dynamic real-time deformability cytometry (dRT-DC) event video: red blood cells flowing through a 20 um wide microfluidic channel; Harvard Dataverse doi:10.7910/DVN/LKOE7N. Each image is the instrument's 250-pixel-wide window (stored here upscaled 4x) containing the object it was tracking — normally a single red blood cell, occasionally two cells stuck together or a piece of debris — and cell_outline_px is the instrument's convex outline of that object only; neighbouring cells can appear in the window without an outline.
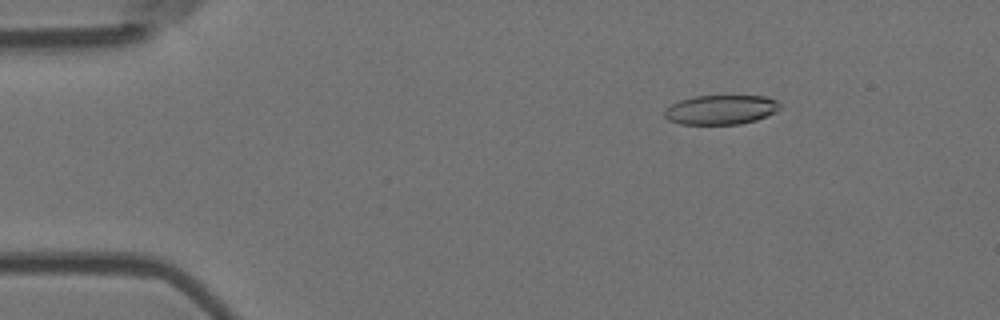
{"species": "Egyptian fruit bat (a non-hibernating species)", "species_latin": "Rousettus aegyptiacus", "temperature_condition": "room temperature", "stored_images_in_passage": 55, "camera_frame_rate_fps": 3000, "um_per_image_px": 0.085, "animal": {"sex": "female"}, "frame": {"image": 1, "passage_image": 8, "time_ms": 2.333, "image_size_px": [1000, 320], "cell_outline_px": [[780, 108], [776, 112], [756, 120], [740, 124], [680, 124], [668, 120], [664, 116], [664, 112], [672, 104], [680, 100], [692, 96], [764, 96], [776, 100], [780, 104]], "centroid_in_image_um": [61.28, 9.33], "position_along_channel_um": 23.7, "area_um2": 19.77}}
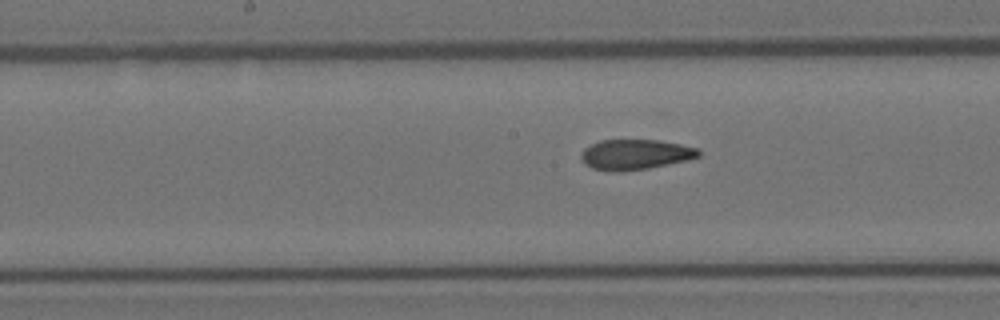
{"frame": {"image": 2, "passage_image": 28, "time_ms": 9.0, "image_size_px": [1000, 320], "cell_outline_px": [[700, 156], [668, 164], [648, 168], [620, 172], [612, 172], [592, 168], [584, 164], [580, 156], [580, 152], [584, 148], [600, 140], [660, 140], [700, 148]], "centroid_in_image_um": [53.97, 13.13], "position_along_channel_um": 194.2, "area_um2": 20.81}}
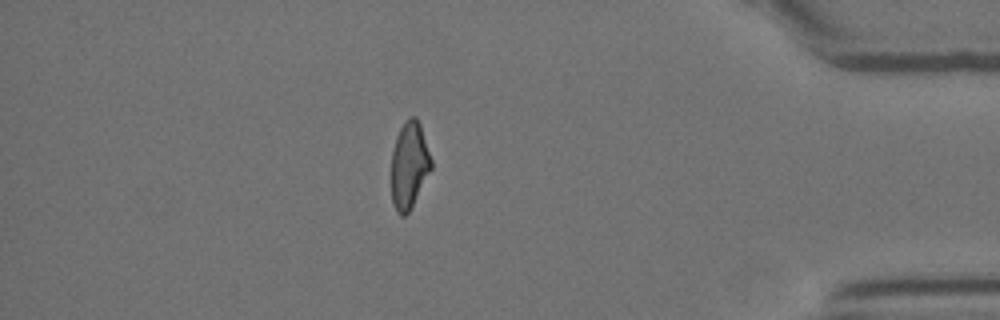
{"frame": {"image": 3, "passage_image": 48, "time_ms": 15.667, "image_size_px": [1000, 320], "cell_outline_px": [[432, 168], [408, 212], [404, 216], [400, 216], [396, 212], [392, 204], [392, 152], [396, 136], [404, 120], [408, 116], [416, 116], [420, 124], [432, 160]], "centroid_in_image_um": [34.78, 14.01], "position_along_channel_um": 400.4, "area_um2": 20.11}, "authors_computed_cell_mechanics": {"area_um2": 20.9814, "velocity_mm_per_s": 3.6776, "shape_relaxation_time_tau1_ms": 10.3123, "shape_relaxation_time_tau2_ms": 2.6875, "deformation_change_tau1": 0.2274, "deformation_change_tau2": 0.0972}}